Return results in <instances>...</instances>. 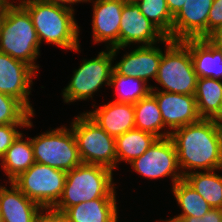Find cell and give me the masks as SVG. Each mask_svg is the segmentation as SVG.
<instances>
[{"label":"cell","mask_w":222,"mask_h":222,"mask_svg":"<svg viewBox=\"0 0 222 222\" xmlns=\"http://www.w3.org/2000/svg\"><path fill=\"white\" fill-rule=\"evenodd\" d=\"M182 175L190 170H222V128L219 120L200 121L170 130Z\"/></svg>","instance_id":"cell-1"},{"label":"cell","mask_w":222,"mask_h":222,"mask_svg":"<svg viewBox=\"0 0 222 222\" xmlns=\"http://www.w3.org/2000/svg\"><path fill=\"white\" fill-rule=\"evenodd\" d=\"M30 15L41 41L61 48L79 51V27L74 19V9L44 0H20Z\"/></svg>","instance_id":"cell-2"},{"label":"cell","mask_w":222,"mask_h":222,"mask_svg":"<svg viewBox=\"0 0 222 222\" xmlns=\"http://www.w3.org/2000/svg\"><path fill=\"white\" fill-rule=\"evenodd\" d=\"M112 170L94 164L81 163L66 173V182L56 211L97 198H116Z\"/></svg>","instance_id":"cell-3"},{"label":"cell","mask_w":222,"mask_h":222,"mask_svg":"<svg viewBox=\"0 0 222 222\" xmlns=\"http://www.w3.org/2000/svg\"><path fill=\"white\" fill-rule=\"evenodd\" d=\"M40 41L29 13L18 4H11L0 28V52L25 62L35 71L34 62L39 54Z\"/></svg>","instance_id":"cell-4"},{"label":"cell","mask_w":222,"mask_h":222,"mask_svg":"<svg viewBox=\"0 0 222 222\" xmlns=\"http://www.w3.org/2000/svg\"><path fill=\"white\" fill-rule=\"evenodd\" d=\"M156 80L169 93L195 95L197 74L189 47L183 41L166 38Z\"/></svg>","instance_id":"cell-5"},{"label":"cell","mask_w":222,"mask_h":222,"mask_svg":"<svg viewBox=\"0 0 222 222\" xmlns=\"http://www.w3.org/2000/svg\"><path fill=\"white\" fill-rule=\"evenodd\" d=\"M82 163L106 167L113 171L118 165L115 137L107 134L86 113L71 123Z\"/></svg>","instance_id":"cell-6"},{"label":"cell","mask_w":222,"mask_h":222,"mask_svg":"<svg viewBox=\"0 0 222 222\" xmlns=\"http://www.w3.org/2000/svg\"><path fill=\"white\" fill-rule=\"evenodd\" d=\"M34 160L66 172L82 163L71 128L61 127L31 138Z\"/></svg>","instance_id":"cell-7"},{"label":"cell","mask_w":222,"mask_h":222,"mask_svg":"<svg viewBox=\"0 0 222 222\" xmlns=\"http://www.w3.org/2000/svg\"><path fill=\"white\" fill-rule=\"evenodd\" d=\"M120 49L122 48H107V51L99 52L96 58L83 60L81 66L74 71L68 86L64 88V102L92 98L93 93L98 91L102 84L109 86L113 71L112 62Z\"/></svg>","instance_id":"cell-8"},{"label":"cell","mask_w":222,"mask_h":222,"mask_svg":"<svg viewBox=\"0 0 222 222\" xmlns=\"http://www.w3.org/2000/svg\"><path fill=\"white\" fill-rule=\"evenodd\" d=\"M66 173L64 170L35 162L12 182L27 198L42 208H53L63 193Z\"/></svg>","instance_id":"cell-9"},{"label":"cell","mask_w":222,"mask_h":222,"mask_svg":"<svg viewBox=\"0 0 222 222\" xmlns=\"http://www.w3.org/2000/svg\"><path fill=\"white\" fill-rule=\"evenodd\" d=\"M129 164L145 178L172 177V186L184 177L178 164L175 145L170 137L158 138L146 152Z\"/></svg>","instance_id":"cell-10"},{"label":"cell","mask_w":222,"mask_h":222,"mask_svg":"<svg viewBox=\"0 0 222 222\" xmlns=\"http://www.w3.org/2000/svg\"><path fill=\"white\" fill-rule=\"evenodd\" d=\"M166 38L167 36L145 17L136 2L124 4L120 22V48L134 42L142 46H156L157 41L166 43Z\"/></svg>","instance_id":"cell-11"},{"label":"cell","mask_w":222,"mask_h":222,"mask_svg":"<svg viewBox=\"0 0 222 222\" xmlns=\"http://www.w3.org/2000/svg\"><path fill=\"white\" fill-rule=\"evenodd\" d=\"M35 74L36 71L30 65L0 52V93L16 98L32 114L34 110L28 96Z\"/></svg>","instance_id":"cell-12"},{"label":"cell","mask_w":222,"mask_h":222,"mask_svg":"<svg viewBox=\"0 0 222 222\" xmlns=\"http://www.w3.org/2000/svg\"><path fill=\"white\" fill-rule=\"evenodd\" d=\"M156 88L151 87V93L156 97L165 127L174 131L202 119L194 95L169 93L160 89L157 91Z\"/></svg>","instance_id":"cell-13"},{"label":"cell","mask_w":222,"mask_h":222,"mask_svg":"<svg viewBox=\"0 0 222 222\" xmlns=\"http://www.w3.org/2000/svg\"><path fill=\"white\" fill-rule=\"evenodd\" d=\"M213 0H187L173 17L172 40L207 37V21Z\"/></svg>","instance_id":"cell-14"},{"label":"cell","mask_w":222,"mask_h":222,"mask_svg":"<svg viewBox=\"0 0 222 222\" xmlns=\"http://www.w3.org/2000/svg\"><path fill=\"white\" fill-rule=\"evenodd\" d=\"M93 5V40L95 43L106 42L107 48H120V22L124 0H92Z\"/></svg>","instance_id":"cell-15"},{"label":"cell","mask_w":222,"mask_h":222,"mask_svg":"<svg viewBox=\"0 0 222 222\" xmlns=\"http://www.w3.org/2000/svg\"><path fill=\"white\" fill-rule=\"evenodd\" d=\"M163 51L151 46H139L124 55L113 69L120 75L140 78L148 82L149 78L156 80Z\"/></svg>","instance_id":"cell-16"},{"label":"cell","mask_w":222,"mask_h":222,"mask_svg":"<svg viewBox=\"0 0 222 222\" xmlns=\"http://www.w3.org/2000/svg\"><path fill=\"white\" fill-rule=\"evenodd\" d=\"M85 113L107 134L115 138L135 128L133 104L111 101Z\"/></svg>","instance_id":"cell-17"},{"label":"cell","mask_w":222,"mask_h":222,"mask_svg":"<svg viewBox=\"0 0 222 222\" xmlns=\"http://www.w3.org/2000/svg\"><path fill=\"white\" fill-rule=\"evenodd\" d=\"M10 189L0 186V217L3 222H34L43 209L27 198L11 181Z\"/></svg>","instance_id":"cell-18"},{"label":"cell","mask_w":222,"mask_h":222,"mask_svg":"<svg viewBox=\"0 0 222 222\" xmlns=\"http://www.w3.org/2000/svg\"><path fill=\"white\" fill-rule=\"evenodd\" d=\"M194 71L198 78H213L222 81V50L212 45L206 38L186 39Z\"/></svg>","instance_id":"cell-19"},{"label":"cell","mask_w":222,"mask_h":222,"mask_svg":"<svg viewBox=\"0 0 222 222\" xmlns=\"http://www.w3.org/2000/svg\"><path fill=\"white\" fill-rule=\"evenodd\" d=\"M116 198H97L69 207V222H118Z\"/></svg>","instance_id":"cell-20"},{"label":"cell","mask_w":222,"mask_h":222,"mask_svg":"<svg viewBox=\"0 0 222 222\" xmlns=\"http://www.w3.org/2000/svg\"><path fill=\"white\" fill-rule=\"evenodd\" d=\"M195 99L202 119L222 118V81L213 78H198Z\"/></svg>","instance_id":"cell-21"},{"label":"cell","mask_w":222,"mask_h":222,"mask_svg":"<svg viewBox=\"0 0 222 222\" xmlns=\"http://www.w3.org/2000/svg\"><path fill=\"white\" fill-rule=\"evenodd\" d=\"M23 139V134L20 133L0 159L2 161L0 164L8 176L9 182L35 163L31 139L28 141H23Z\"/></svg>","instance_id":"cell-22"},{"label":"cell","mask_w":222,"mask_h":222,"mask_svg":"<svg viewBox=\"0 0 222 222\" xmlns=\"http://www.w3.org/2000/svg\"><path fill=\"white\" fill-rule=\"evenodd\" d=\"M135 128L154 134L158 138L170 137L165 128L156 97L150 93L134 104ZM161 131V132H160Z\"/></svg>","instance_id":"cell-23"},{"label":"cell","mask_w":222,"mask_h":222,"mask_svg":"<svg viewBox=\"0 0 222 222\" xmlns=\"http://www.w3.org/2000/svg\"><path fill=\"white\" fill-rule=\"evenodd\" d=\"M158 139L154 134L134 128L115 138L117 162H132Z\"/></svg>","instance_id":"cell-24"},{"label":"cell","mask_w":222,"mask_h":222,"mask_svg":"<svg viewBox=\"0 0 222 222\" xmlns=\"http://www.w3.org/2000/svg\"><path fill=\"white\" fill-rule=\"evenodd\" d=\"M183 179L192 186L212 208L222 209V176L215 170L190 171Z\"/></svg>","instance_id":"cell-25"},{"label":"cell","mask_w":222,"mask_h":222,"mask_svg":"<svg viewBox=\"0 0 222 222\" xmlns=\"http://www.w3.org/2000/svg\"><path fill=\"white\" fill-rule=\"evenodd\" d=\"M146 83V81L140 78L120 75L113 69L109 86H114L116 89L118 98L114 100L115 102L134 105L151 93L152 86Z\"/></svg>","instance_id":"cell-26"},{"label":"cell","mask_w":222,"mask_h":222,"mask_svg":"<svg viewBox=\"0 0 222 222\" xmlns=\"http://www.w3.org/2000/svg\"><path fill=\"white\" fill-rule=\"evenodd\" d=\"M172 191L176 202L182 208V213L178 216L203 217L212 208L184 179L172 186Z\"/></svg>","instance_id":"cell-27"},{"label":"cell","mask_w":222,"mask_h":222,"mask_svg":"<svg viewBox=\"0 0 222 222\" xmlns=\"http://www.w3.org/2000/svg\"><path fill=\"white\" fill-rule=\"evenodd\" d=\"M136 3L145 17L172 39L173 16L166 0H137Z\"/></svg>","instance_id":"cell-28"},{"label":"cell","mask_w":222,"mask_h":222,"mask_svg":"<svg viewBox=\"0 0 222 222\" xmlns=\"http://www.w3.org/2000/svg\"><path fill=\"white\" fill-rule=\"evenodd\" d=\"M33 116L19 100L0 93V125L27 124Z\"/></svg>","instance_id":"cell-29"},{"label":"cell","mask_w":222,"mask_h":222,"mask_svg":"<svg viewBox=\"0 0 222 222\" xmlns=\"http://www.w3.org/2000/svg\"><path fill=\"white\" fill-rule=\"evenodd\" d=\"M32 122L29 120L27 124H7L0 125V159L6 153V150L12 145L13 141L21 133L17 128L32 127Z\"/></svg>","instance_id":"cell-30"},{"label":"cell","mask_w":222,"mask_h":222,"mask_svg":"<svg viewBox=\"0 0 222 222\" xmlns=\"http://www.w3.org/2000/svg\"><path fill=\"white\" fill-rule=\"evenodd\" d=\"M163 222H222V209L211 208L203 217L175 216Z\"/></svg>","instance_id":"cell-31"},{"label":"cell","mask_w":222,"mask_h":222,"mask_svg":"<svg viewBox=\"0 0 222 222\" xmlns=\"http://www.w3.org/2000/svg\"><path fill=\"white\" fill-rule=\"evenodd\" d=\"M222 26V0H213L207 21V36Z\"/></svg>","instance_id":"cell-32"},{"label":"cell","mask_w":222,"mask_h":222,"mask_svg":"<svg viewBox=\"0 0 222 222\" xmlns=\"http://www.w3.org/2000/svg\"><path fill=\"white\" fill-rule=\"evenodd\" d=\"M46 212L42 213V212ZM34 222H69L63 212L56 211L53 208H43L36 216Z\"/></svg>","instance_id":"cell-33"},{"label":"cell","mask_w":222,"mask_h":222,"mask_svg":"<svg viewBox=\"0 0 222 222\" xmlns=\"http://www.w3.org/2000/svg\"><path fill=\"white\" fill-rule=\"evenodd\" d=\"M206 39L216 48L222 50V26L212 31Z\"/></svg>","instance_id":"cell-34"},{"label":"cell","mask_w":222,"mask_h":222,"mask_svg":"<svg viewBox=\"0 0 222 222\" xmlns=\"http://www.w3.org/2000/svg\"><path fill=\"white\" fill-rule=\"evenodd\" d=\"M185 1L187 0H166L168 10L170 11L173 17L183 7V4L185 3Z\"/></svg>","instance_id":"cell-35"},{"label":"cell","mask_w":222,"mask_h":222,"mask_svg":"<svg viewBox=\"0 0 222 222\" xmlns=\"http://www.w3.org/2000/svg\"><path fill=\"white\" fill-rule=\"evenodd\" d=\"M44 1L73 9L71 7L72 4L74 5L75 3H78V2H90L91 0H44ZM65 4L67 5L70 4V5L67 6Z\"/></svg>","instance_id":"cell-36"},{"label":"cell","mask_w":222,"mask_h":222,"mask_svg":"<svg viewBox=\"0 0 222 222\" xmlns=\"http://www.w3.org/2000/svg\"><path fill=\"white\" fill-rule=\"evenodd\" d=\"M10 0H0V9H7L12 2H9Z\"/></svg>","instance_id":"cell-37"},{"label":"cell","mask_w":222,"mask_h":222,"mask_svg":"<svg viewBox=\"0 0 222 222\" xmlns=\"http://www.w3.org/2000/svg\"><path fill=\"white\" fill-rule=\"evenodd\" d=\"M7 9H0V28Z\"/></svg>","instance_id":"cell-38"},{"label":"cell","mask_w":222,"mask_h":222,"mask_svg":"<svg viewBox=\"0 0 222 222\" xmlns=\"http://www.w3.org/2000/svg\"><path fill=\"white\" fill-rule=\"evenodd\" d=\"M125 2H136L137 0H124Z\"/></svg>","instance_id":"cell-39"},{"label":"cell","mask_w":222,"mask_h":222,"mask_svg":"<svg viewBox=\"0 0 222 222\" xmlns=\"http://www.w3.org/2000/svg\"><path fill=\"white\" fill-rule=\"evenodd\" d=\"M219 121H220V125H221V128H222V118Z\"/></svg>","instance_id":"cell-40"}]
</instances>
